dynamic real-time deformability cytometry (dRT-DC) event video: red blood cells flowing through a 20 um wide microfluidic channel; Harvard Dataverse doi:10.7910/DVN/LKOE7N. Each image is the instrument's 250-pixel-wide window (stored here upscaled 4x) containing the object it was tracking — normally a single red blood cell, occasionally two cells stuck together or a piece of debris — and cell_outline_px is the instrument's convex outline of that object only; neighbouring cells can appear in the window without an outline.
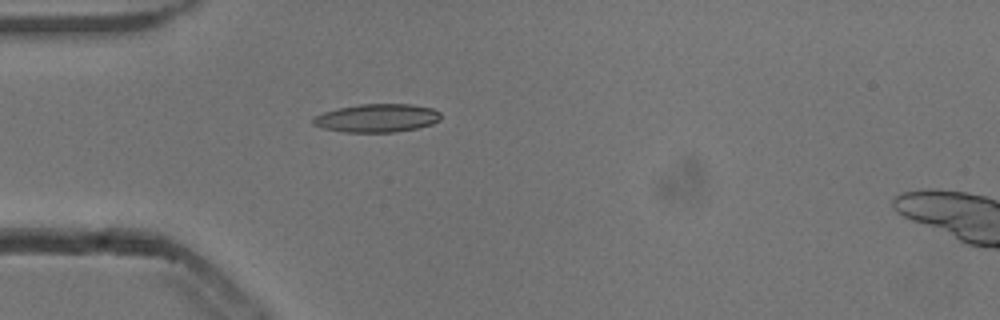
{"species": "common noctule bat (a hibernating species)", "species_latin": "Nyctalus noctula", "temperature_condition": "cold", "stored_images_in_passage": 40, "camera_frame_rate_fps": 3000, "um_per_image_px": 0.085, "animal": {"sex": "male", "body_mass_g": 13.3}, "frame": {"image": 1, "passage_image": 2, "time_ms": 0.333, "image_size_px": [1000, 320], "cell_outline_px": [[440, 120], [432, 124], [416, 128], [396, 132], [344, 132], [324, 128], [312, 124], [312, 120], [316, 116], [324, 112], [336, 108], [360, 104], [412, 104], [432, 108], [440, 112]], "centroid_in_image_um": [32.05, 10.03], "position_along_channel_um": 52.9, "area_um2": 21.04}}
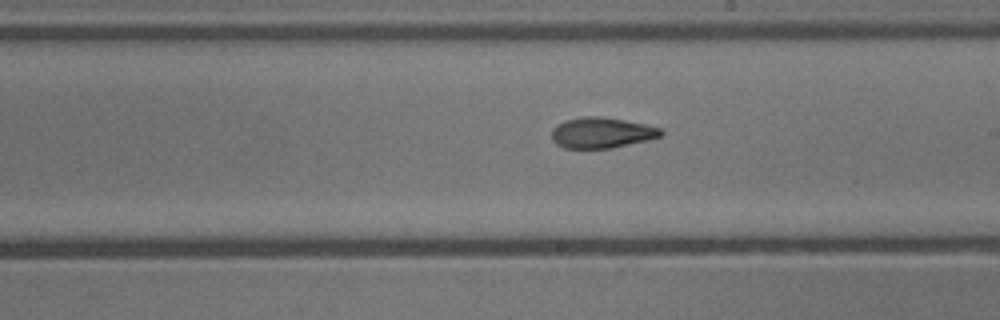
{"frame": {"image": 2, "passage_image": 17, "time_ms": 5.333, "image_size_px": [1000, 320], "cell_outline_px": [[664, 132], [660, 136], [648, 140], [612, 148], [564, 148], [556, 144], [552, 140], [552, 128], [556, 124], [564, 120], [580, 116], [600, 116], [624, 120], [644, 124], [660, 128]], "centroid_in_image_um": [51.1, 11.27], "position_along_channel_um": 237.9, "area_um2": 19.65}}
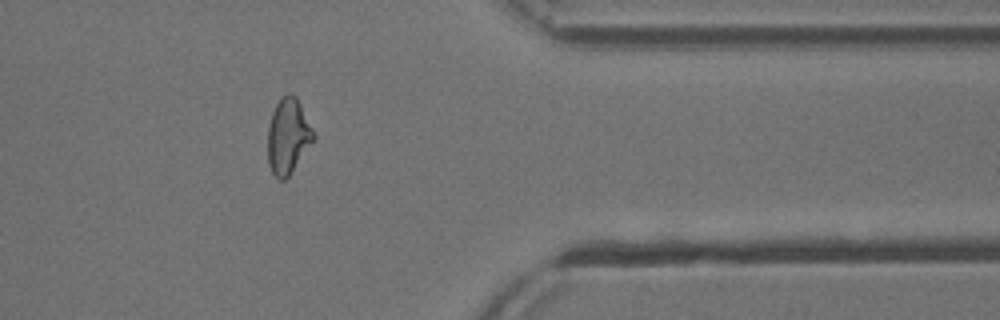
{"frame": {"image": 3, "passage_image": 30, "time_ms": 9.667, "image_size_px": [1000, 320], "cell_outline_px": [[316, 140], [288, 176], [284, 180], [280, 180], [272, 172], [268, 164], [268, 124], [272, 112], [280, 96], [288, 92], [292, 92], [296, 96], [316, 136]], "centroid_in_image_um": [24.49, 11.55], "position_along_channel_um": 386.9, "area_um2": 20.35}, "authors_computed_cell_mechanics": {"area_um2": 19.8543, "velocity_mm_per_s": 3.8447, "shape_relaxation_time_tau1_ms": 5.0469, "shape_relaxation_time_tau2_ms": 2.3897, "deformation_change_tau1": 0.1819, "deformation_change_tau2": 0.1019}}